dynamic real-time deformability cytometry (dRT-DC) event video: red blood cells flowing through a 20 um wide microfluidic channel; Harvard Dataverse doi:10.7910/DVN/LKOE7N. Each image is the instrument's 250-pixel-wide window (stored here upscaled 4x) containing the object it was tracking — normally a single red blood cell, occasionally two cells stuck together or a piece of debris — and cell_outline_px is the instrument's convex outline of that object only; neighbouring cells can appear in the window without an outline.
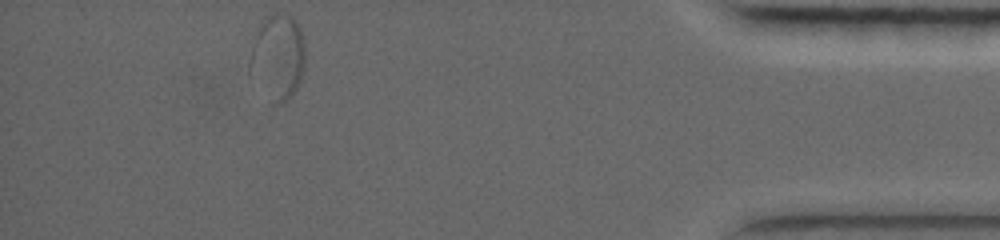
{"species": "common noctule bat (a hibernating species)", "species_latin": "Nyctalus noctula", "temperature_condition": "warm", "stored_images_in_passage": 35, "segment_of_instrument_passage": [2, 2], "camera_frame_rate_fps": 5000, "um_per_image_px": 0.085, "animal": {"sex": "female", "body_mass_g": 19.0, "forearm_length_mm": 56.7}, "frame": {"image": 1, "passage_image": 35, "time_ms": 12.4, "image_size_px": [1000, 240], "cell_outline_px": [[304, 72], [292, 96], [288, 100], [280, 104], [272, 104], [284, 20], [288, 16], [292, 16], [300, 28], [304, 44]], "centroid_in_image_um": [24.58, 5.26], "position_along_channel_um": 410.6, "area_um2": 13.35}}